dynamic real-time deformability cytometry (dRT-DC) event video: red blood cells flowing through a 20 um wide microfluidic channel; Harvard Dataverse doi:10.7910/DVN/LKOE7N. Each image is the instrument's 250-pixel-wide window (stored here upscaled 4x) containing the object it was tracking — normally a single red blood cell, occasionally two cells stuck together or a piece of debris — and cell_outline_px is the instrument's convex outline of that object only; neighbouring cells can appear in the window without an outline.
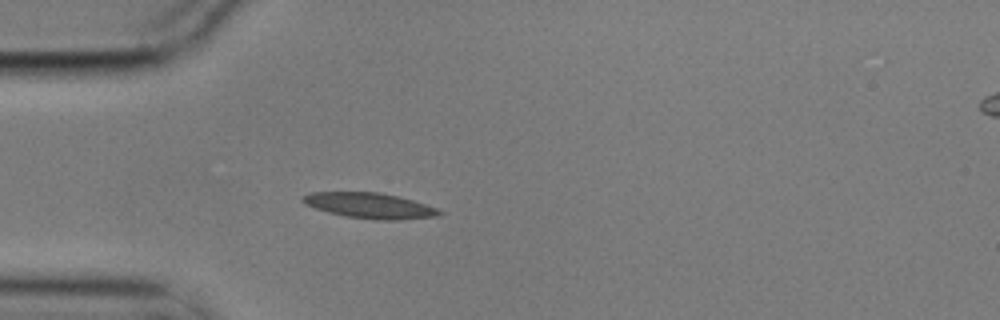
{"species": "common noctule bat (a hibernating species)", "species_latin": "Nyctalus noctula", "temperature_condition": "cold", "stored_images_in_passage": 1, "camera_frame_rate_fps": 3000, "um_per_image_px": 0.085, "animal": {"sex": "male", "body_mass_g": 17.9}, "frame": {"image": 1, "passage_image": 1, "time_ms": 0.0, "image_size_px": [1000, 320], "cell_outline_px": [[444, 212], [440, 216], [400, 220], [376, 220], [344, 216], [328, 212], [304, 204], [300, 200], [304, 196], [312, 192], [380, 192], [412, 200], [436, 208]], "centroid_in_image_um": [31.44, 17.48], "position_along_channel_um": 53.6, "area_um2": 20.29}}